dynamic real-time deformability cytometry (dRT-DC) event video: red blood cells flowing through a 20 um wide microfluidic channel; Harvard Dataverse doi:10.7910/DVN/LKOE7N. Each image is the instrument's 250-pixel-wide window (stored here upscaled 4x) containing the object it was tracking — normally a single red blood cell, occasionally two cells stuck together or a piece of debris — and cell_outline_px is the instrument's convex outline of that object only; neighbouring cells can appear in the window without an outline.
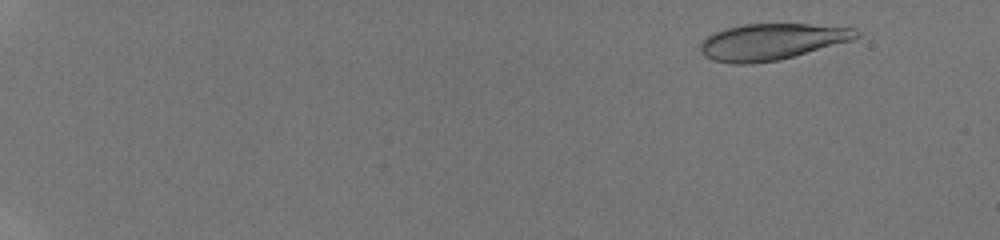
{"species": "human", "species_latin": "Homo sapiens", "temperature_condition": "room temperature", "stored_images_in_passage": 52, "camera_frame_rate_fps": 3000, "um_per_image_px": 0.085, "donor": {"sex": "male"}, "frame": {"image": 1, "passage_image": 6, "time_ms": 1.667, "image_size_px": [1000, 240], "cell_outline_px": [[860, 36], [852, 40], [780, 60], [752, 64], [736, 64], [712, 60], [704, 56], [700, 52], [700, 44], [708, 36], [716, 32], [728, 28], [744, 24], [808, 24], [856, 28], [860, 32]], "centroid_in_image_um": [65.6, 3.55], "position_along_channel_um": 19.4, "area_um2": 32.95}}
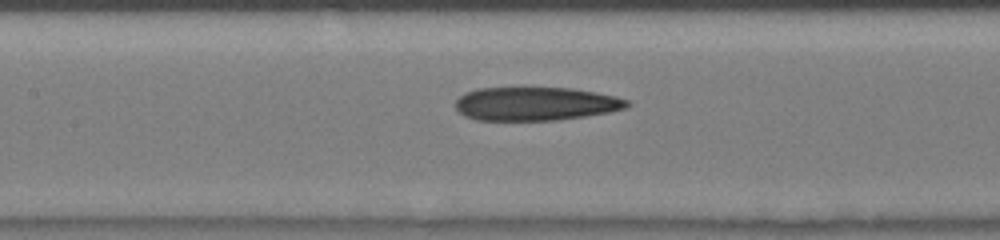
{"frame": {"image": 2, "passage_image": 29, "time_ms": 9.333, "image_size_px": [1000, 240], "cell_outline_px": [[632, 104], [624, 108], [608, 112], [584, 116], [556, 120], [476, 120], [464, 116], [456, 108], [456, 100], [464, 92], [476, 88], [572, 88], [596, 92], [616, 96], [628, 100]], "centroid_in_image_um": [45.51, 8.81], "position_along_channel_um": 161.9, "area_um2": 33.52}}
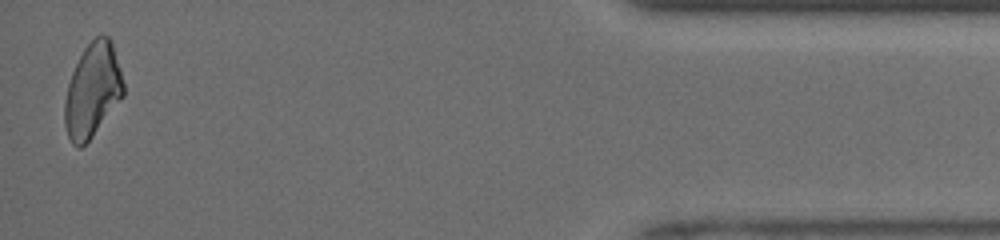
{"frame": {"image": 3, "passage_image": 52, "time_ms": 17.0, "image_size_px": [1000, 240], "cell_outline_px": [[124, 96], [92, 136], [80, 148], [76, 148], [72, 144], [68, 136], [64, 124], [64, 104], [68, 84], [72, 72], [84, 48], [96, 36], [104, 32], [108, 36], [112, 44], [124, 84]], "centroid_in_image_um": [7.85, 7.68], "position_along_channel_um": 427.3, "area_um2": 31.96}, "authors_computed_cell_mechanics": {"area_um2": 33.524, "velocity_mm_per_s": 4.2253, "shape_relaxation_time_tau1_ms": null, "shape_relaxation_time_tau2_ms": 6.3077, "deformation_change_tau1": null, "deformation_change_tau2": 0.1873}}